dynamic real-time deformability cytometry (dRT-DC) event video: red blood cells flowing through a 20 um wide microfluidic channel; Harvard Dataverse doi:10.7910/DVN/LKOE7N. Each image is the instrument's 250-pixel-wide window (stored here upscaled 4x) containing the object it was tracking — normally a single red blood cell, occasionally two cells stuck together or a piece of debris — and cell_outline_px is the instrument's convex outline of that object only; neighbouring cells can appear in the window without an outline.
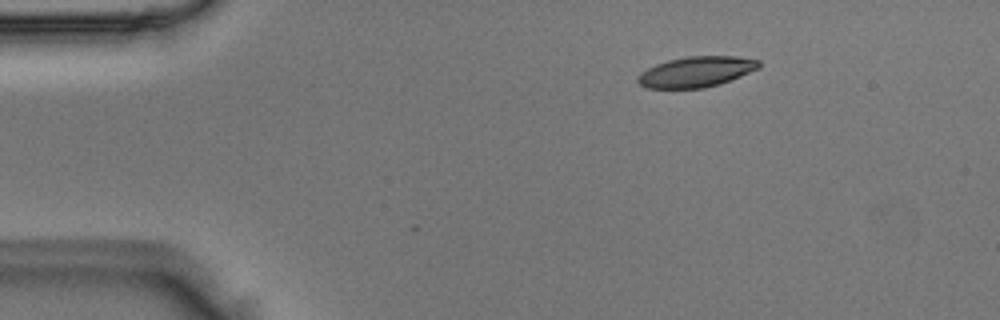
{"species": "Egyptian fruit bat (a non-hibernating species)", "species_latin": "Rousettus aegyptiacus", "temperature_condition": "room temperature", "stored_images_in_passage": 3, "camera_frame_rate_fps": 3000, "um_per_image_px": 0.085, "animal": {"sex": "male"}, "frame": {"image": 1, "passage_image": 1, "time_ms": 0.0, "image_size_px": [1000, 320], "cell_outline_px": [[760, 68], [720, 84], [704, 88], [648, 88], [640, 84], [636, 80], [636, 76], [640, 72], [656, 64], [668, 60], [688, 56], [736, 56], [760, 60]], "centroid_in_image_um": [59.18, 6.1], "position_along_channel_um": 25.8, "area_um2": 21.62}}